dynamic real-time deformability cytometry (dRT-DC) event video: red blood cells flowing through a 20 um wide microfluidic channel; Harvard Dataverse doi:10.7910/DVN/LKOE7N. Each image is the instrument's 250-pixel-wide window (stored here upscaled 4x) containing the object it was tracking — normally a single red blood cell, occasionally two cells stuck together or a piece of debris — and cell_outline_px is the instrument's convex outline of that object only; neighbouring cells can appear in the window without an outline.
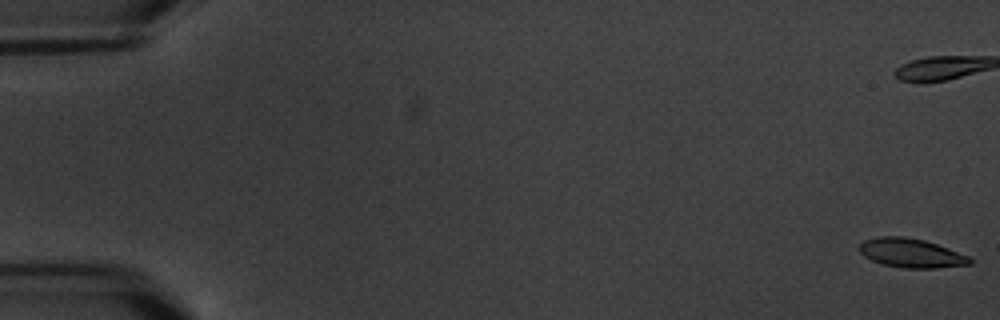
{"species": "common noctule bat (a hibernating species)", "species_latin": "Nyctalus noctula", "temperature_condition": "warm", "stored_images_in_passage": 12, "camera_frame_rate_fps": 3000, "um_per_image_px": 0.085, "animal": {"sex": "male", "body_mass_g": 20.1, "forearm_length_mm": 53.5}, "frame": {"image": 1, "passage_image": 1, "time_ms": 0.0, "image_size_px": [1000, 320], "cell_outline_px": [[972, 264], [936, 268], [904, 268], [884, 264], [872, 260], [864, 256], [860, 252], [860, 244], [864, 240], [876, 236], [904, 236], [924, 240], [948, 248], [968, 256], [972, 260]], "centroid_in_image_um": [77.44, 21.5], "position_along_channel_um": 7.6, "area_um2": 18.61}}
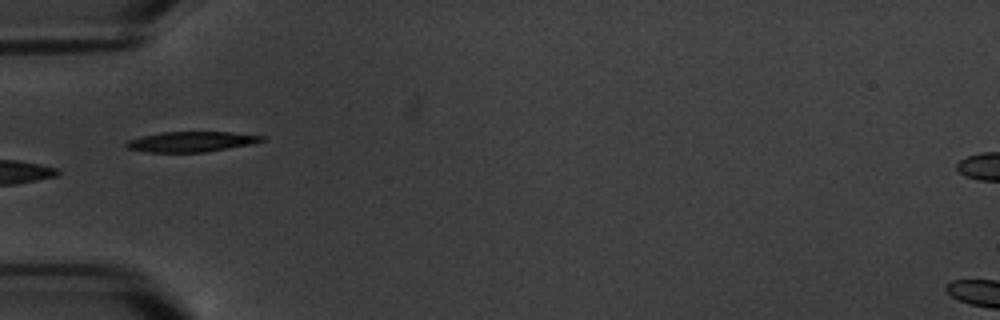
{"frame": {"image": 2, "passage_image": 7, "time_ms": 7.0, "image_size_px": [1000, 320], "cell_outline_px": [[264, 140], [252, 144], [204, 152], [144, 152], [128, 148], [124, 144], [128, 140], [140, 136], [160, 132], [232, 132], [264, 136]], "centroid_in_image_um": [16.22, 12.04], "position_along_channel_um": 68.8, "area_um2": 16.01}}